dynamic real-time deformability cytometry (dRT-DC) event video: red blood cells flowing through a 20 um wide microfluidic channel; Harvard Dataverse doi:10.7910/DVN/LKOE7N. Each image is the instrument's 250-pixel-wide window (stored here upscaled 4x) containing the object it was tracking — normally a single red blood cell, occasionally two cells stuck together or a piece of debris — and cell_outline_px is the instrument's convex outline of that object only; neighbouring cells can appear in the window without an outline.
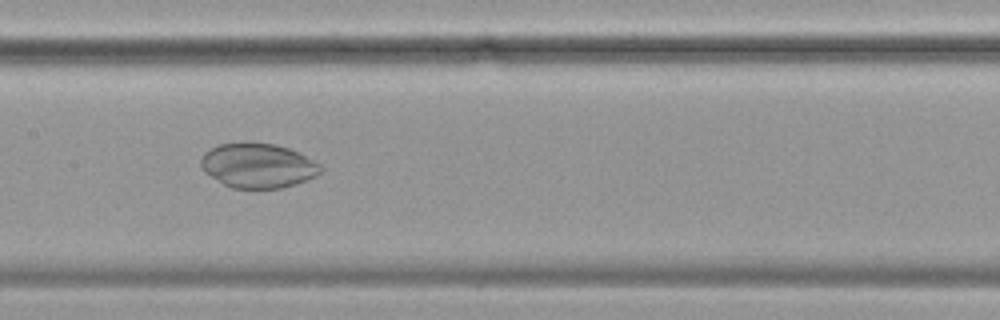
{"species": "common noctule bat (a hibernating species)", "species_latin": "Nyctalus noctula", "temperature_condition": "cold", "stored_images_in_passage": 44, "camera_frame_rate_fps": 3000, "um_per_image_px": 0.085, "animal": {"sex": "female", "body_mass_g": 19.9}, "frame": {"image": 1, "passage_image": 15, "time_ms": 4.667, "image_size_px": [1000, 320], "cell_outline_px": [[324, 172], [316, 176], [296, 184], [284, 188], [232, 188], [224, 184], [204, 172], [200, 168], [200, 160], [204, 152], [220, 144], [276, 144], [288, 148], [320, 164], [324, 168]], "centroid_in_image_um": [21.94, 14.1], "position_along_channel_um": 185.5, "area_um2": 30.81}}
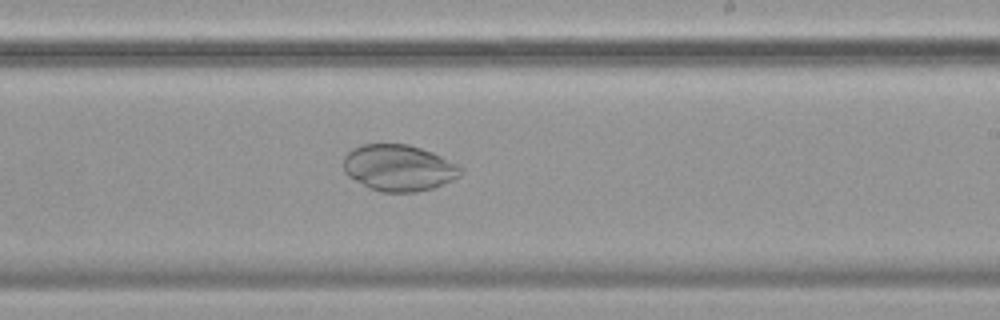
{"frame": {"image": 2, "passage_image": 21, "time_ms": 6.667, "image_size_px": [1000, 320], "cell_outline_px": [[464, 172], [460, 176], [452, 180], [432, 188], [416, 192], [380, 192], [348, 176], [344, 172], [344, 156], [352, 148], [364, 144], [408, 144], [432, 152], [456, 164]], "centroid_in_image_um": [33.88, 14.26], "position_along_channel_um": 255.1, "area_um2": 31.39}}
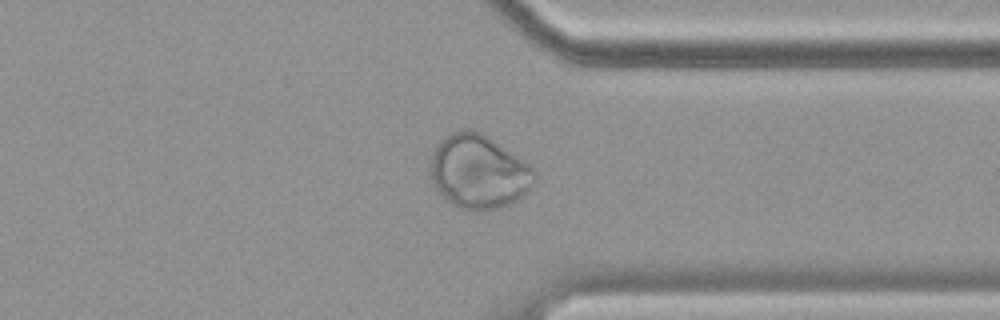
{"frame": {"image": 3, "passage_image": 31, "time_ms": 10.0, "image_size_px": [1000, 320], "cell_outline_px": [[536, 180], [532, 188], [524, 196], [512, 204], [500, 208], [460, 208], [452, 204], [436, 192], [432, 184], [428, 172], [428, 160], [436, 144], [440, 140], [456, 132], [480, 132], [488, 136], [528, 164], [536, 172]], "centroid_in_image_um": [40.65, 14.62], "position_along_channel_um": 370.7, "area_um2": 44.8}}